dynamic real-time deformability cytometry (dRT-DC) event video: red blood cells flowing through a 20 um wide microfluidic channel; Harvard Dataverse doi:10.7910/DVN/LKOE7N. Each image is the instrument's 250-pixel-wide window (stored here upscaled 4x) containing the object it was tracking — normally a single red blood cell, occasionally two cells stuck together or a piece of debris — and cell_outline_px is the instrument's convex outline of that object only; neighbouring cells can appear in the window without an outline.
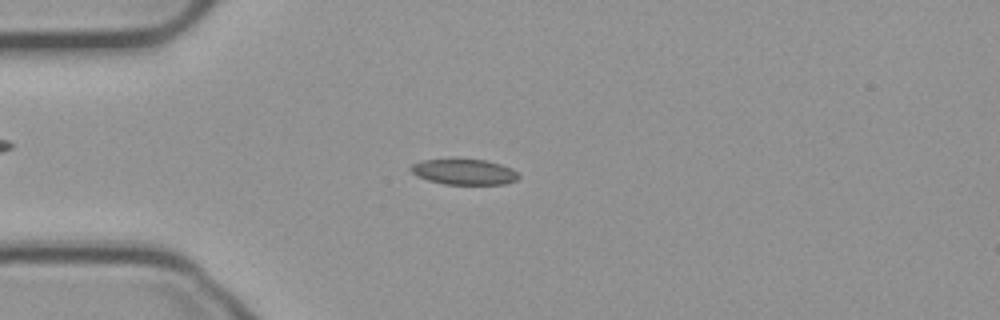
{"species": "common noctule bat (a hibernating species)", "species_latin": "Nyctalus noctula", "temperature_condition": "cold", "stored_images_in_passage": 55, "camera_frame_rate_fps": 3000, "um_per_image_px": 0.085, "animal": {"sex": "male", "body_mass_g": 23.1, "forearm_length_mm": 52.7}, "frame": {"image": 1, "passage_image": 14, "time_ms": 4.333, "image_size_px": [1000, 320], "cell_outline_px": [[520, 176], [516, 180], [504, 184], [444, 184], [428, 180], [416, 176], [408, 168], [412, 164], [420, 160], [488, 160], [512, 168]], "centroid_in_image_um": [39.43, 14.61], "position_along_channel_um": 45.6, "area_um2": 15.95}}
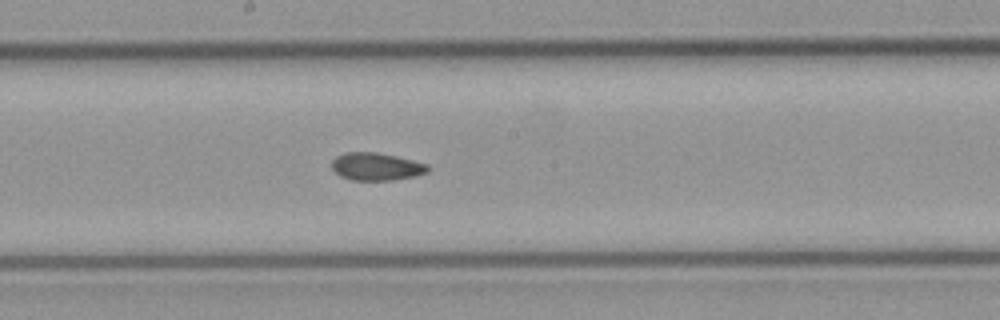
{"frame": {"image": 2, "passage_image": 29, "time_ms": 9.333, "image_size_px": [1000, 320], "cell_outline_px": [[428, 172], [416, 176], [392, 180], [352, 180], [340, 176], [332, 168], [332, 160], [336, 156], [344, 152], [376, 152], [396, 156], [428, 164]], "centroid_in_image_um": [31.98, 14.15], "position_along_channel_um": 216.2, "area_um2": 15.49}}
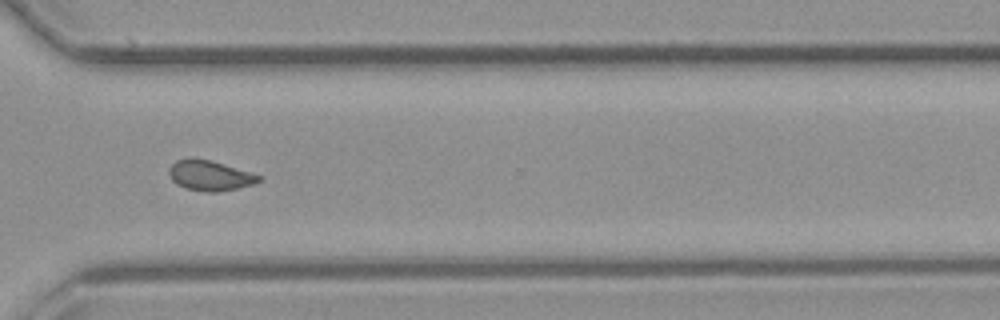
{"frame": {"image": 3, "passage_image": 40, "time_ms": 13.0, "image_size_px": [1000, 320], "cell_outline_px": [[264, 180], [256, 184], [216, 192], [204, 192], [184, 188], [176, 184], [172, 180], [168, 172], [168, 168], [176, 160], [188, 156], [208, 160], [224, 164], [264, 176]], "centroid_in_image_um": [17.85, 14.91], "position_along_channel_um": 352.8, "area_um2": 16.18}, "authors_computed_cell_mechanics": {"area_um2": 15.895, "velocity_mm_per_s": 3.7304, "shape_relaxation_time_tau1_ms": 9.1433, "shape_relaxation_time_tau2_ms": 2.7727, "deformation_change_tau1": 0.1493, "deformation_change_tau2": 0.0742}}